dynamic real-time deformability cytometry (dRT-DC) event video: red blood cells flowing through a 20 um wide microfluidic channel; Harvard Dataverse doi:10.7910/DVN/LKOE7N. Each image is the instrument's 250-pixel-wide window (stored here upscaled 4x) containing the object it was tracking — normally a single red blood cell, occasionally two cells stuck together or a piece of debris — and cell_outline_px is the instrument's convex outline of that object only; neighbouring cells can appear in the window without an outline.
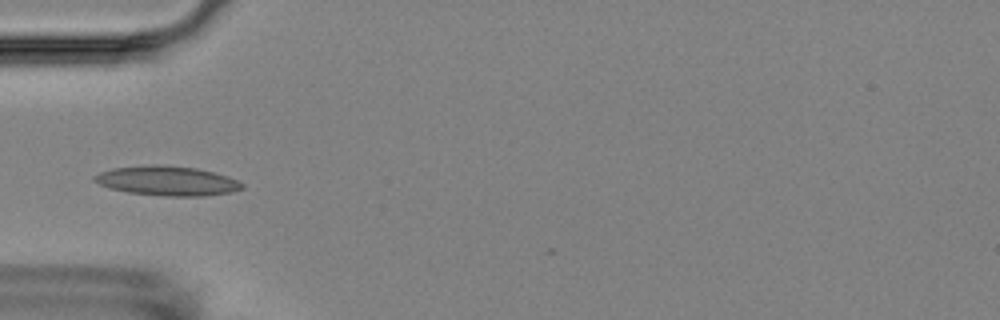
{"species": "Egyptian fruit bat (a non-hibernating species)", "species_latin": "Rousettus aegyptiacus", "temperature_condition": "room temperature", "stored_images_in_passage": 6, "camera_frame_rate_fps": 3000, "um_per_image_px": 0.085, "animal": {"sex": "female"}, "frame": {"image": 1, "passage_image": 5, "time_ms": 4.667, "image_size_px": [1000, 320], "cell_outline_px": [[244, 188], [232, 192], [204, 196], [164, 196], [128, 192], [108, 188], [92, 180], [92, 176], [100, 172], [112, 168], [152, 164], [156, 164], [196, 168], [228, 176], [244, 184]], "centroid_in_image_um": [14.19, 15.37], "position_along_channel_um": 70.8, "area_um2": 25.49}}